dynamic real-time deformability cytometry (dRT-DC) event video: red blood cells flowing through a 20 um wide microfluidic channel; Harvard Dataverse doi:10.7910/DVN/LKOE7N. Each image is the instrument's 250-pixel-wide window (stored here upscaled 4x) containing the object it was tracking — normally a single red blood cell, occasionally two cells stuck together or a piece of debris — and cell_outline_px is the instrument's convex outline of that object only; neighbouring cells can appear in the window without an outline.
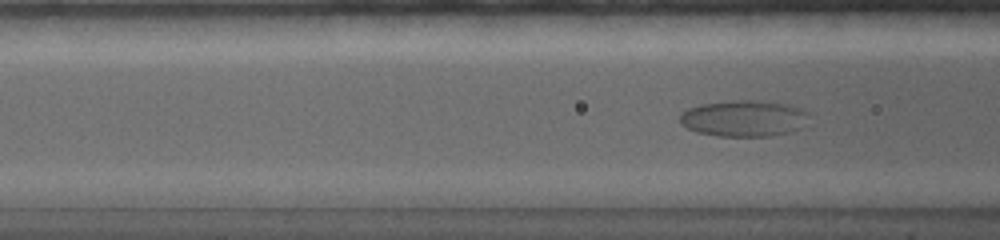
{"species": "common noctule bat (a hibernating species)", "species_latin": "Nyctalus noctula", "temperature_condition": "warm", "stored_images_in_passage": 123, "camera_frame_rate_fps": 5000, "um_per_image_px": 0.085, "animal": {"sex": "female", "body_mass_g": 19.0, "forearm_length_mm": 56.7}, "frame": {"image": 1, "passage_image": 33, "time_ms": 5.2, "image_size_px": [1000, 240], "cell_outline_px": [[808, 112], [800, 128], [788, 132], [768, 136], [716, 136], [696, 132], [680, 124], [680, 112], [688, 108], [700, 104], [732, 100], [760, 100], [792, 104], [804, 108]], "centroid_in_image_um": [63.19, 10.04], "position_along_channel_um": 103.4, "area_um2": 27.51}}
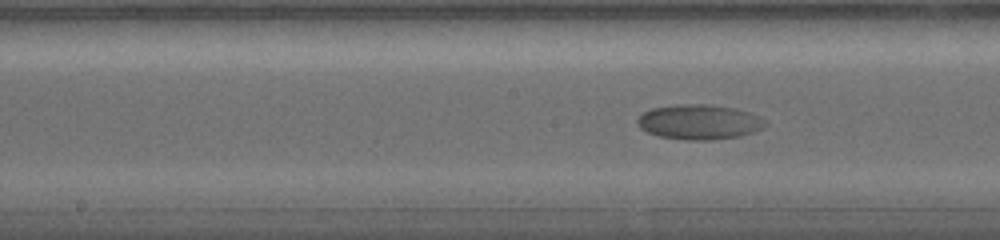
{"frame": {"image": 2, "passage_image": 50, "time_ms": 7.8, "image_size_px": [1000, 240], "cell_outline_px": [[768, 124], [764, 128], [740, 136], [712, 140], [684, 140], [660, 136], [648, 132], [640, 128], [636, 124], [636, 120], [644, 112], [652, 108], [680, 104], [712, 104], [736, 108], [760, 116]], "centroid_in_image_um": [59.45, 10.36], "position_along_channel_um": 188.7, "area_um2": 26.18}}
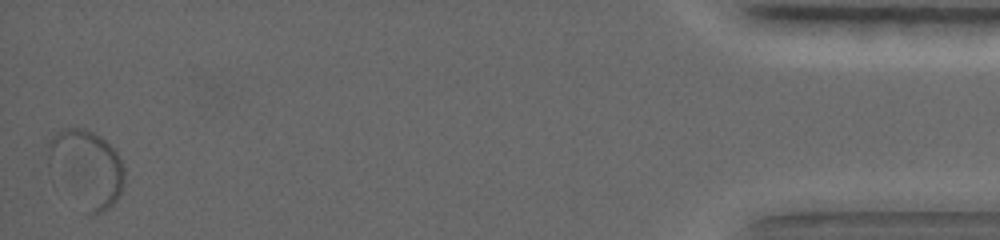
{"frame": {"image": 3, "passage_image": 120, "time_ms": 19.0, "image_size_px": [1000, 240], "cell_outline_px": [[124, 184], [120, 196], [104, 212], [84, 212], [48, 172], [48, 140], [56, 132], [64, 128], [84, 128], [100, 136], [120, 156], [124, 168]], "centroid_in_image_um": [7.31, 14.32], "position_along_channel_um": 427.9, "area_um2": 34.74}}